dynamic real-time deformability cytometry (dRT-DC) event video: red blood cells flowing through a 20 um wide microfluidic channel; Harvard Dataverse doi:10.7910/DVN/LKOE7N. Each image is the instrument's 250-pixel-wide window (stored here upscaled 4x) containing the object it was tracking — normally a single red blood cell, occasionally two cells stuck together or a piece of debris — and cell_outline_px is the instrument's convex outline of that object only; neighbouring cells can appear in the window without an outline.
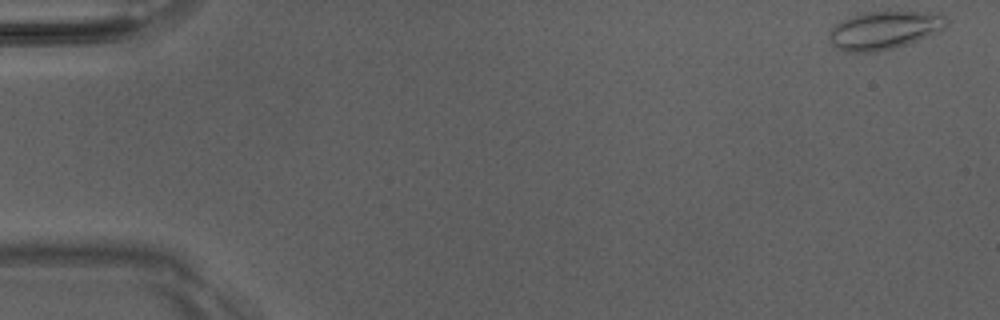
{"species": "Egyptian fruit bat (a non-hibernating species)", "species_latin": "Rousettus aegyptiacus", "temperature_condition": "room temperature", "stored_images_in_passage": 50, "camera_frame_rate_fps": 3000, "um_per_image_px": 0.085, "animal": {"sex": "male"}, "frame": {"image": 1, "passage_image": 1, "time_ms": 0.0, "image_size_px": [1000, 320], "cell_outline_px": [[948, 24], [944, 28], [908, 44], [876, 52], [844, 52], [836, 48], [828, 40], [828, 32], [836, 24], [852, 16], [864, 12], [928, 12], [944, 16], [948, 20]], "centroid_in_image_um": [75.11, 2.58], "position_along_channel_um": 9.9, "area_um2": 25.84}}
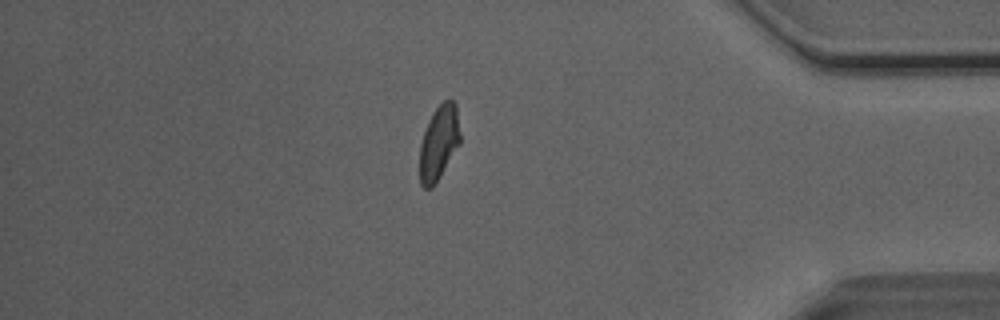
{"frame": {"image": 2, "passage_image": 43, "time_ms": 14.0, "image_size_px": [1000, 320], "cell_outline_px": [[460, 144], [432, 188], [424, 188], [420, 184], [420, 144], [428, 120], [432, 112], [444, 100], [452, 100], [456, 104], [460, 132]], "centroid_in_image_um": [37.3, 12.12], "position_along_channel_um": 397.9, "area_um2": 17.51}}
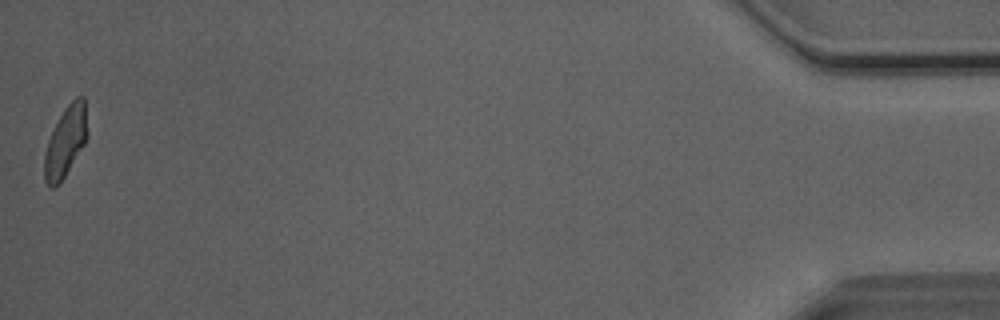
{"frame": {"image": 3, "passage_image": 50, "time_ms": 16.333, "image_size_px": [1000, 320], "cell_outline_px": [[88, 132], [84, 144], [60, 184], [56, 188], [48, 188], [44, 180], [44, 156], [48, 140], [64, 108], [76, 96], [84, 96]], "centroid_in_image_um": [5.57, 12.07], "position_along_channel_um": 429.6, "area_um2": 17.69}, "authors_computed_cell_mechanics": {"area_um2": 18.6694, "velocity_mm_per_s": 4.0506, "shape_relaxation_time_tau1_ms": 6.0743, "shape_relaxation_time_tau2_ms": 1.5634, "deformation_change_tau1": 0.2022, "deformation_change_tau2": 0.0721}}